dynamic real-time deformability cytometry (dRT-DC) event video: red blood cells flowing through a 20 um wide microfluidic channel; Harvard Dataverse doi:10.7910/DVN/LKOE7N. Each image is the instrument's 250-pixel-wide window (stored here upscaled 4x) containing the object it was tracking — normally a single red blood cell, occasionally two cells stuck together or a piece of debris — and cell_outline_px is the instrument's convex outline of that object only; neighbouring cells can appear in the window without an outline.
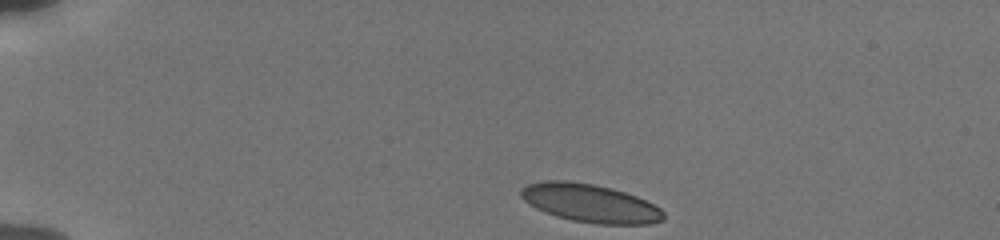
{"species": "human", "species_latin": "Homo sapiens", "temperature_condition": "cold", "stored_images_in_passage": 44, "camera_frame_rate_fps": 3000, "um_per_image_px": 0.085, "donor": {"sex": "male"}, "frame": {"image": 1, "passage_image": 1, "time_ms": 0.0, "image_size_px": [1000, 240], "cell_outline_px": [[664, 220], [648, 224], [596, 224], [572, 220], [556, 216], [544, 212], [536, 208], [524, 200], [520, 196], [520, 188], [528, 184], [544, 180], [564, 180], [592, 184], [612, 188], [636, 196], [660, 208], [664, 212]], "centroid_in_image_um": [50.14, 17.27], "position_along_channel_um": 34.9, "area_um2": 31.73}}
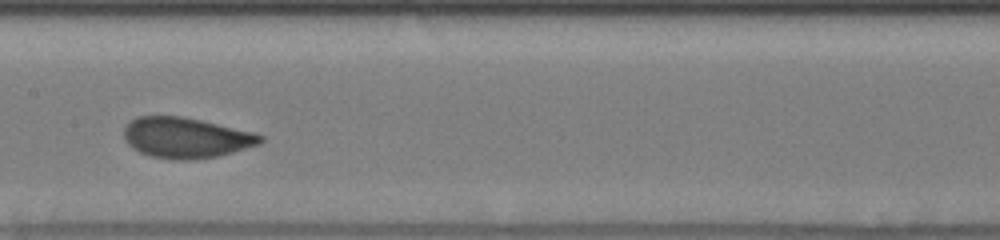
{"frame": {"image": 2, "passage_image": 19, "time_ms": 6.0, "image_size_px": [1000, 240], "cell_outline_px": [[264, 140], [260, 144], [232, 152], [216, 156], [192, 160], [172, 160], [152, 156], [140, 152], [132, 148], [124, 140], [124, 128], [136, 116], [180, 116], [200, 120], [252, 132], [264, 136]], "centroid_in_image_um": [15.78, 11.71], "position_along_channel_um": 191.6, "area_um2": 32.08}}
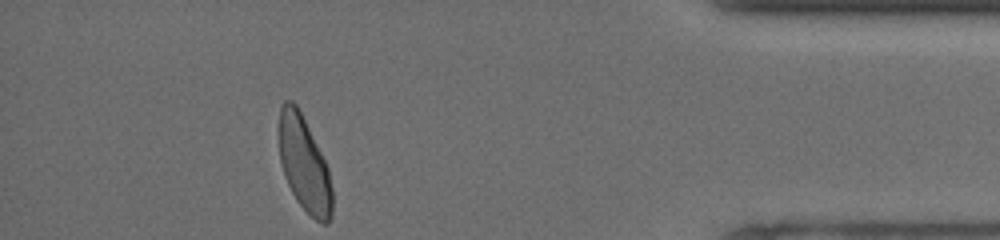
{"frame": {"image": 3, "passage_image": 39, "time_ms": 12.667, "image_size_px": [1000, 240], "cell_outline_px": [[332, 216], [328, 224], [324, 224], [316, 220], [296, 200], [284, 176], [280, 160], [276, 136], [276, 132], [280, 104], [284, 100], [292, 100], [296, 104], [328, 168], [332, 188]], "centroid_in_image_um": [25.8, 13.9], "position_along_channel_um": 409.4, "area_um2": 29.77}, "authors_computed_cell_mechanics": {"area_um2": 31.1831, "velocity_mm_per_s": 3.8312, "shape_relaxation_time_tau1_ms": 2.9775, "shape_relaxation_time_tau2_ms": null, "deformation_change_tau1": 0.1012, "deformation_change_tau2": null}}